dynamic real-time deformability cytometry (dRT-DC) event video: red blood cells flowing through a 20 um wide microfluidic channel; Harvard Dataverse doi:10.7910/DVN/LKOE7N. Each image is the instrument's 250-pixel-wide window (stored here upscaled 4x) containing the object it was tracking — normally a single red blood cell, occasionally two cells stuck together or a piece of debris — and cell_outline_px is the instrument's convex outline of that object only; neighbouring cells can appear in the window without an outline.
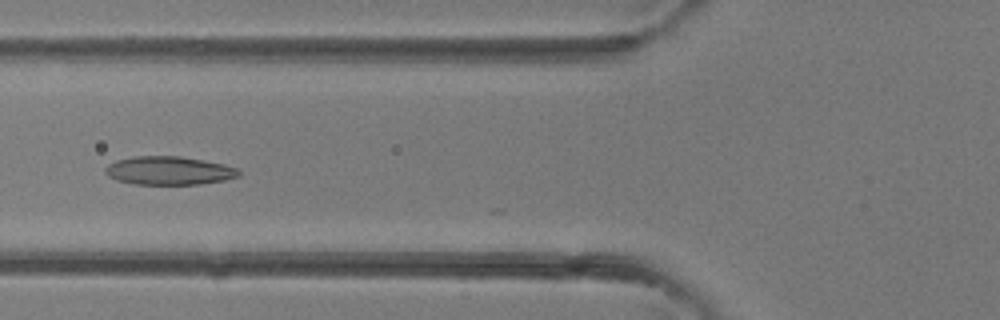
{"species": "common noctule bat (a hibernating species)", "species_latin": "Nyctalus noctula", "temperature_condition": "room temperature", "stored_images_in_passage": 28, "camera_frame_rate_fps": 3000, "um_per_image_px": 0.085, "animal": {"sex": "female"}, "frame": {"image": 1, "passage_image": 3, "time_ms": 0.667, "image_size_px": [1000, 320], "cell_outline_px": [[240, 176], [224, 180], [200, 184], [132, 184], [116, 180], [108, 176], [104, 172], [104, 168], [108, 164], [116, 160], [132, 156], [180, 156], [204, 160], [224, 164], [240, 168]], "centroid_in_image_um": [14.36, 14.5], "position_along_channel_um": 111.4, "area_um2": 22.37}}
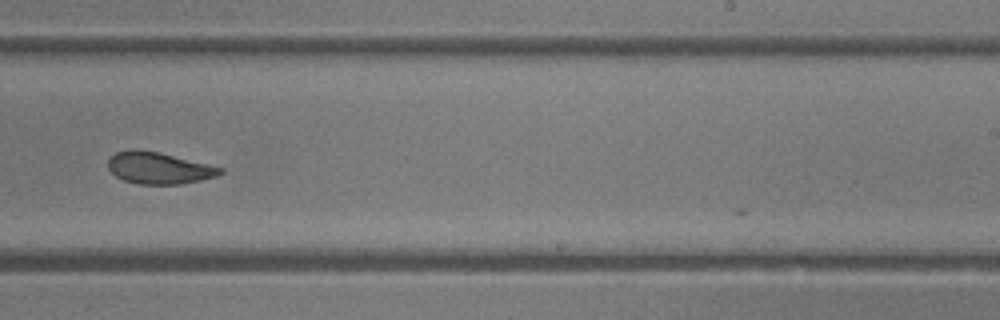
{"frame": {"image": 2, "passage_image": 13, "time_ms": 4.0, "image_size_px": [1000, 320], "cell_outline_px": [[224, 172], [216, 176], [200, 180], [180, 184], [140, 184], [124, 180], [116, 176], [108, 168], [108, 160], [116, 152], [132, 148], [136, 148], [160, 152], [224, 168]], "centroid_in_image_um": [13.5, 14.26], "position_along_channel_um": 275.5, "area_um2": 20.75}}
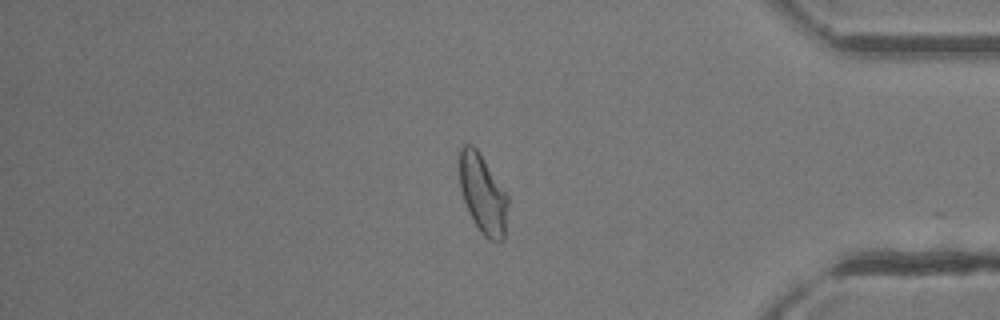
{"frame": {"image": 3, "passage_image": 22, "time_ms": 7.0, "image_size_px": [1000, 320], "cell_outline_px": [[508, 204], [504, 240], [488, 240], [480, 232], [468, 212], [460, 188], [460, 148], [464, 144], [472, 144], [476, 148], [508, 196]], "centroid_in_image_um": [41.04, 16.52], "position_along_channel_um": 394.2, "area_um2": 22.08}}